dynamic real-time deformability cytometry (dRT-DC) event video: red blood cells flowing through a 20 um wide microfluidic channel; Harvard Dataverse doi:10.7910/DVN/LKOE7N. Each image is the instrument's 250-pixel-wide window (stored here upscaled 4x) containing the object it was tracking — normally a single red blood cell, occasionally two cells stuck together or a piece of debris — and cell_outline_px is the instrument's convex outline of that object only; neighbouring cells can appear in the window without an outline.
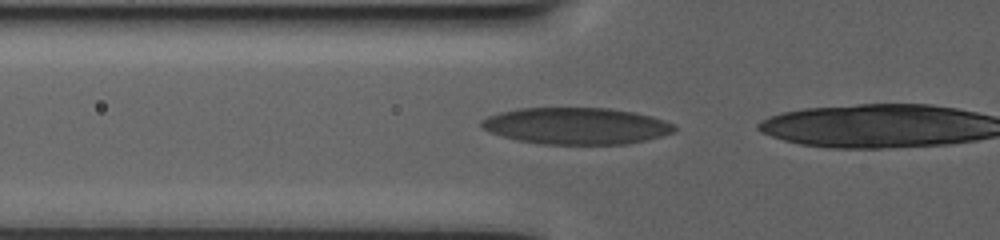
{"species": "human", "species_latin": "Homo sapiens", "temperature_condition": "warm", "stored_images_in_passage": 45, "camera_frame_rate_fps": 3000, "um_per_image_px": 0.085, "donor": {"sex": "male"}, "frame": {"image": 1, "passage_image": 43, "time_ms": 15.333, "image_size_px": [1000, 240], "cell_outline_px": [[676, 128], [672, 132], [660, 136], [644, 140], [624, 144], [540, 144], [516, 140], [488, 132], [480, 128], [480, 120], [488, 116], [500, 112], [520, 108], [608, 108], [632, 112], [652, 116], [676, 124]], "centroid_in_image_um": [48.93, 10.7], "position_along_channel_um": 76.9, "area_um2": 41.27}}